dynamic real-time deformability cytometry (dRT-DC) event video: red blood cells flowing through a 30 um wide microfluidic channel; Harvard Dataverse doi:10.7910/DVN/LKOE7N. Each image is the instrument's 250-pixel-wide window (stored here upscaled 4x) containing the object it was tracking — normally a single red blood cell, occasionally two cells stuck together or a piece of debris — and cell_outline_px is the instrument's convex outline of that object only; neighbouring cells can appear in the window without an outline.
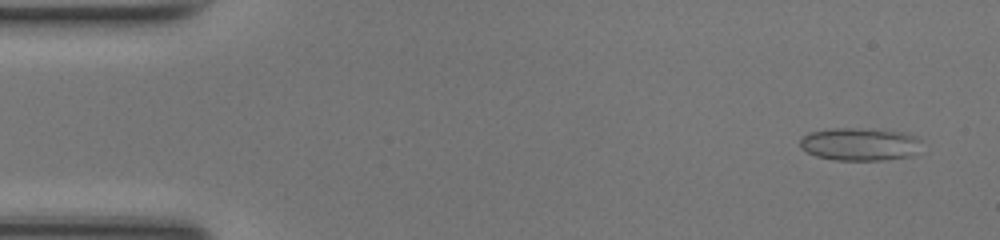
{"species": "common noctule bat (a hibernating species)", "species_latin": "Nyctalus noctula", "temperature_condition": "room temperature", "stored_images_in_passage": 49, "camera_frame_rate_fps": 3000, "um_per_image_px": 0.085, "animal": {"sex": "female", "body_mass_g": 17.0, "forearm_length_mm": 48.0}, "frame": {"image": 1, "passage_image": 3, "time_ms": 0.667, "image_size_px": [1000, 240], "cell_outline_px": [[920, 140], [908, 156], [876, 160], [836, 160], [816, 156], [808, 152], [800, 144], [800, 140], [804, 136], [812, 132], [836, 128], [852, 128], [900, 132], [916, 136]], "centroid_in_image_um": [73.0, 12.25], "position_along_channel_um": 12.0, "area_um2": 22.25}}
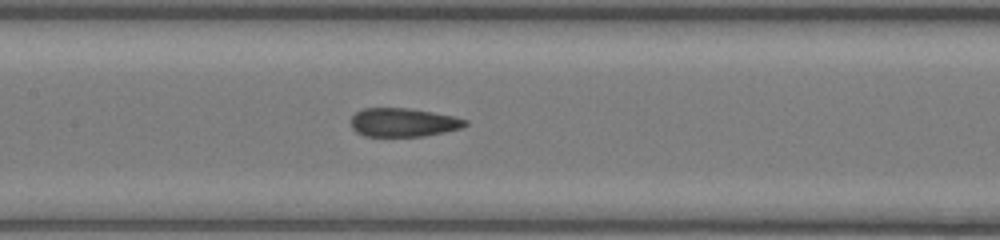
{"frame": {"image": 2, "passage_image": 23, "time_ms": 7.333, "image_size_px": [1000, 240], "cell_outline_px": [[468, 124], [460, 128], [444, 132], [424, 136], [364, 136], [356, 132], [352, 128], [352, 116], [356, 112], [364, 108], [408, 108], [432, 112], [452, 116], [468, 120]], "centroid_in_image_um": [34.27, 10.4], "position_along_channel_um": 173.1, "area_um2": 18.96}}
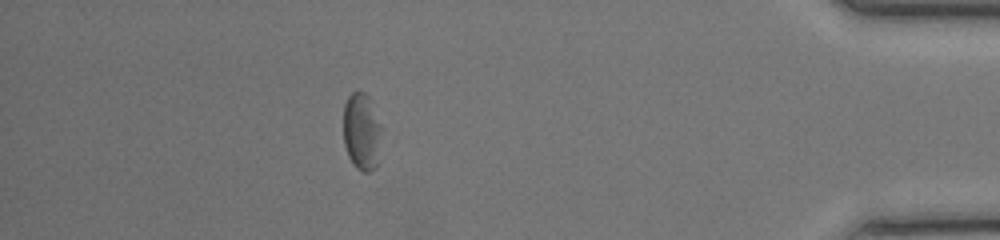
{"frame": {"image": 3, "passage_image": 43, "time_ms": 14.0, "image_size_px": [1000, 240], "cell_outline_px": [[380, 160], [376, 168], [368, 172], [360, 172], [356, 168], [348, 156], [344, 144], [344, 104], [348, 96], [352, 92], [364, 92], [368, 96], [380, 124]], "centroid_in_image_um": [30.74, 11.25], "position_along_channel_um": 404.5, "area_um2": 17.28}, "authors_computed_cell_mechanics": {"area_um2": 19.9988, "velocity_mm_per_s": 4.2423, "shape_relaxation_time_tau1_ms": null, "shape_relaxation_time_tau2_ms": 2.04, "deformation_change_tau1": null, "deformation_change_tau2": 0.0751}}